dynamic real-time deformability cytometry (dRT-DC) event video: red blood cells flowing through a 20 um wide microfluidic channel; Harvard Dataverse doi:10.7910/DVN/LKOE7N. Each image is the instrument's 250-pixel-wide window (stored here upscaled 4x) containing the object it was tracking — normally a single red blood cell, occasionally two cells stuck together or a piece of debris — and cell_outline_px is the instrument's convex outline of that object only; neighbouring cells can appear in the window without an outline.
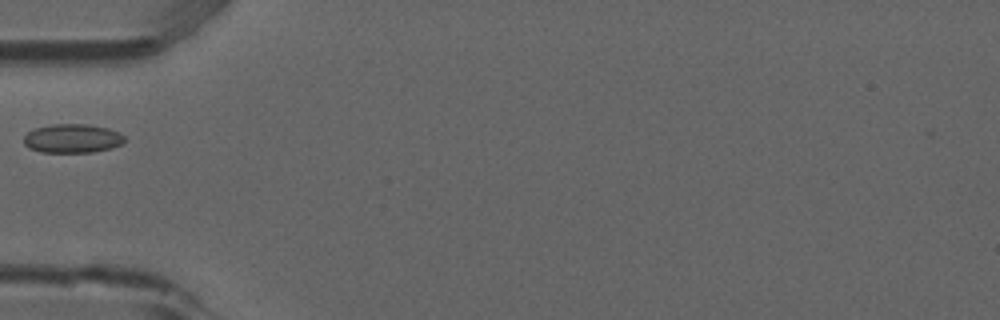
{"species": "common noctule bat (a hibernating species)", "species_latin": "Nyctalus noctula", "temperature_condition": "room temperature", "stored_images_in_passage": 5, "camera_frame_rate_fps": 3000, "um_per_image_px": 0.085, "animal": {"sex": "male", "forearm_length_mm": 52.5}, "frame": {"image": 1, "passage_image": 4, "time_ms": 1.0, "image_size_px": [1000, 320], "cell_outline_px": [[124, 140], [120, 144], [112, 148], [92, 152], [40, 152], [28, 148], [24, 144], [24, 136], [28, 132], [36, 128], [52, 124], [88, 124], [108, 128], [120, 132], [124, 136]], "centroid_in_image_um": [6.15, 11.77], "position_along_channel_um": 78.9, "area_um2": 16.99}}
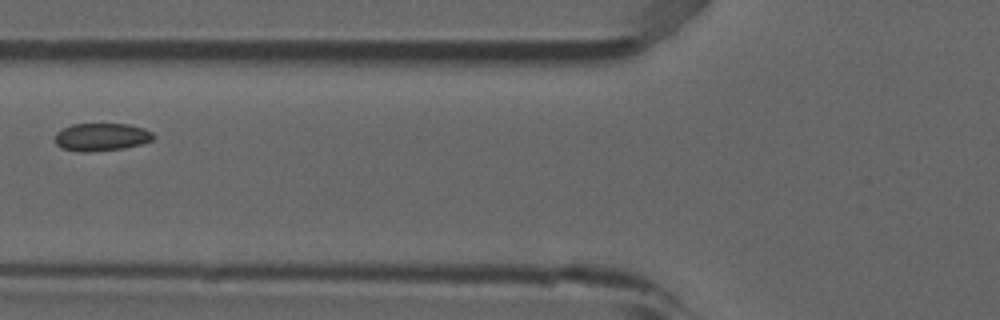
{"frame": {"image": 2, "passage_image": 5, "time_ms": 1.333, "image_size_px": [1000, 320], "cell_outline_px": [[156, 136], [152, 140], [140, 144], [124, 148], [88, 152], [80, 152], [60, 148], [56, 144], [56, 132], [72, 124], [128, 124], [144, 128], [152, 132]], "centroid_in_image_um": [8.63, 11.65], "position_along_channel_um": 117.2, "area_um2": 15.95}}